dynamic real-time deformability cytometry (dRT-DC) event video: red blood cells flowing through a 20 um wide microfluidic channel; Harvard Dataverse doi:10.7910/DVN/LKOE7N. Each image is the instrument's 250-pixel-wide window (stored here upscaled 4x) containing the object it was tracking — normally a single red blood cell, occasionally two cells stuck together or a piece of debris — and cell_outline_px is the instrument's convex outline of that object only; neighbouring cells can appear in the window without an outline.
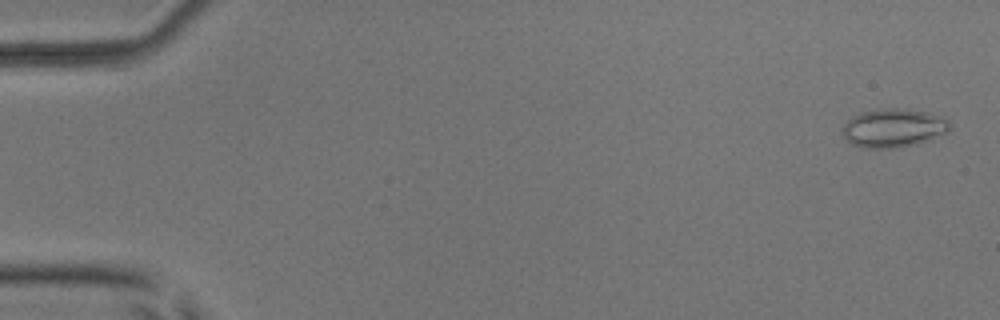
{"species": "common noctule bat (a hibernating species)", "species_latin": "Nyctalus noctula", "temperature_condition": "room temperature", "stored_images_in_passage": 52, "camera_frame_rate_fps": 3000, "um_per_image_px": 0.085, "animal": {"sex": "male", "body_mass_g": 17.9, "forearm_length_mm": 54.2}, "frame": {"image": 1, "passage_image": 2, "time_ms": 0.333, "image_size_px": [1000, 320], "cell_outline_px": [[952, 128], [948, 132], [928, 140], [916, 144], [896, 148], [860, 148], [852, 144], [840, 132], [844, 124], [848, 120], [860, 112], [888, 108], [904, 108], [928, 112], [944, 116], [952, 124]], "centroid_in_image_um": [75.98, 10.88], "position_along_channel_um": 9.0, "area_um2": 24.51}}
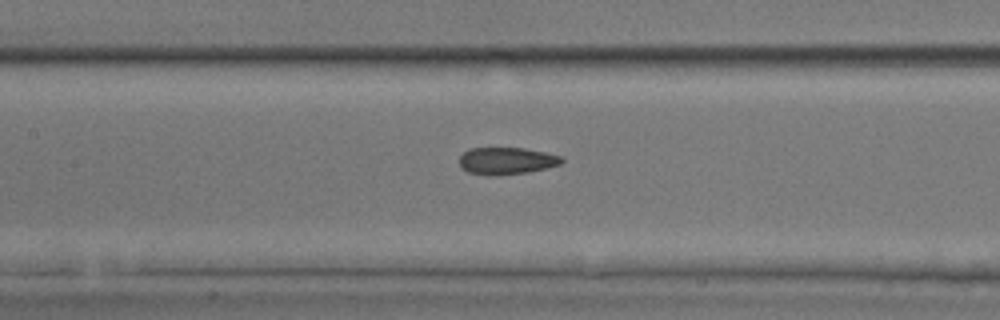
{"frame": {"image": 2, "passage_image": 25, "time_ms": 8.0, "image_size_px": [1000, 320], "cell_outline_px": [[564, 160], [560, 164], [548, 168], [528, 172], [496, 176], [468, 172], [460, 168], [460, 156], [468, 148], [524, 148], [564, 156]], "centroid_in_image_um": [43.07, 13.67], "position_along_channel_um": 164.3, "area_um2": 16.3}}
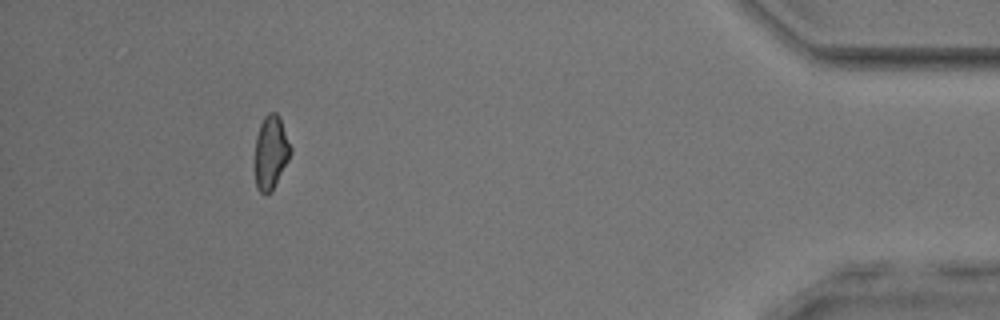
{"frame": {"image": 3, "passage_image": 48, "time_ms": 15.667, "image_size_px": [1000, 320], "cell_outline_px": [[292, 152], [272, 192], [264, 196], [256, 188], [256, 136], [260, 124], [264, 116], [268, 112], [276, 112], [280, 120], [292, 148]], "centroid_in_image_um": [23.03, 12.98], "position_along_channel_um": 412.2, "area_um2": 15.2}, "authors_computed_cell_mechanics": {"area_um2": 16.6175, "velocity_mm_per_s": 3.9992, "shape_relaxation_time_tau1_ms": 4.7357, "shape_relaxation_time_tau2_ms": 2.7382, "deformation_change_tau1": 0.1243, "deformation_change_tau2": 0.1052}}